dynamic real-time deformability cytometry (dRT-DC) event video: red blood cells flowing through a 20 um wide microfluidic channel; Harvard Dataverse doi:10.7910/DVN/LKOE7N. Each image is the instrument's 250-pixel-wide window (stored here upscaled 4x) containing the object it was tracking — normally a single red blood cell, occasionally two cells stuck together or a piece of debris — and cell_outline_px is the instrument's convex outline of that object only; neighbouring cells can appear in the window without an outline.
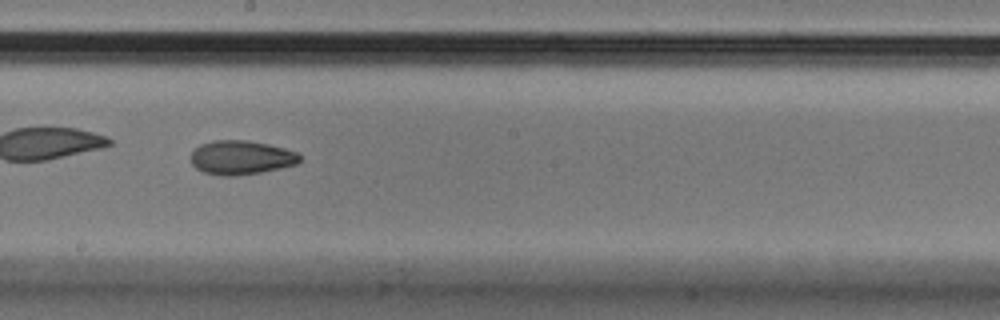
{"species": "Egyptian fruit bat (a non-hibernating species)", "species_latin": "Rousettus aegyptiacus", "temperature_condition": "cold", "stored_images_in_passage": 54, "camera_frame_rate_fps": 3000, "um_per_image_px": 0.085, "animal": {"sex": "male"}, "frame": {"image": 1, "passage_image": 31, "time_ms": 10.0, "image_size_px": [1000, 320], "cell_outline_px": [[300, 160], [296, 164], [280, 168], [260, 172], [236, 176], [220, 176], [204, 172], [196, 168], [192, 164], [192, 152], [200, 144], [212, 140], [248, 140], [268, 144], [284, 148], [296, 152], [300, 156]], "centroid_in_image_um": [20.48, 13.39], "position_along_channel_um": 227.7, "area_um2": 21.56}, "authors_computed_cell_mechanics": {"area_um2": 21.5594, "velocity_mm_per_s": 3.5792, "shape_relaxation_time_tau1_ms": 6.3484, "shape_relaxation_time_tau2_ms": 4.1377, "deformation_change_tau1": 0.1315, "deformation_change_tau2": 0.101}}